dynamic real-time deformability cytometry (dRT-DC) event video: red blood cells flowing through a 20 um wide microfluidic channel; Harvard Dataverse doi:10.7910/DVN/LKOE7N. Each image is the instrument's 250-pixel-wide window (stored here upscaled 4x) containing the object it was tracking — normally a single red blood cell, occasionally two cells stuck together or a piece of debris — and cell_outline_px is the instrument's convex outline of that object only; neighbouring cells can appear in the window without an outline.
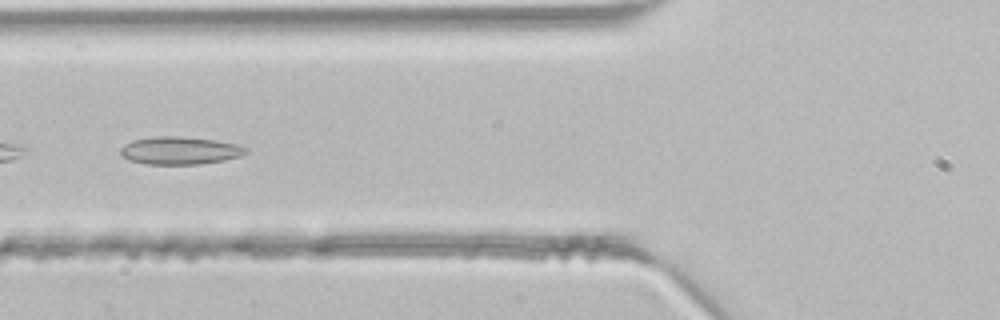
{"species": "common noctule bat (a hibernating species)", "species_latin": "Nyctalus noctula", "temperature_condition": "room temperature", "stored_images_in_passage": 19, "camera_frame_rate_fps": 3000, "um_per_image_px": 0.085, "animal": {"sex": "male", "body_mass_g": 21.5, "forearm_length_mm": 52.0}, "frame": {"image": 1, "passage_image": 11, "time_ms": 3.333, "image_size_px": [1000, 320], "cell_outline_px": [[248, 152], [240, 156], [224, 160], [200, 164], [144, 164], [128, 160], [120, 156], [120, 148], [124, 144], [132, 140], [156, 136], [180, 136], [216, 140], [236, 144], [248, 148]], "centroid_in_image_um": [15.25, 12.79], "position_along_channel_um": 110.5, "area_um2": 20.46}}
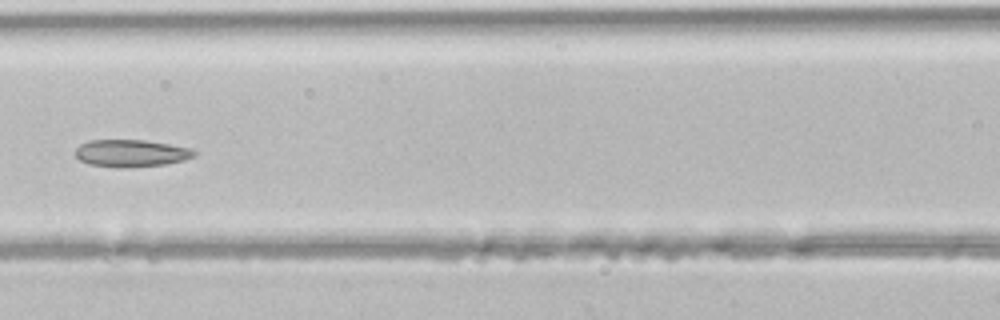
{"frame": {"image": 2, "passage_image": 14, "time_ms": 4.333, "image_size_px": [1000, 320], "cell_outline_px": [[196, 156], [184, 160], [164, 164], [116, 168], [88, 164], [80, 160], [76, 156], [76, 148], [80, 144], [88, 140], [144, 140], [192, 148], [196, 152]], "centroid_in_image_um": [11.13, 13.02], "position_along_channel_um": 155.5, "area_um2": 18.84}}